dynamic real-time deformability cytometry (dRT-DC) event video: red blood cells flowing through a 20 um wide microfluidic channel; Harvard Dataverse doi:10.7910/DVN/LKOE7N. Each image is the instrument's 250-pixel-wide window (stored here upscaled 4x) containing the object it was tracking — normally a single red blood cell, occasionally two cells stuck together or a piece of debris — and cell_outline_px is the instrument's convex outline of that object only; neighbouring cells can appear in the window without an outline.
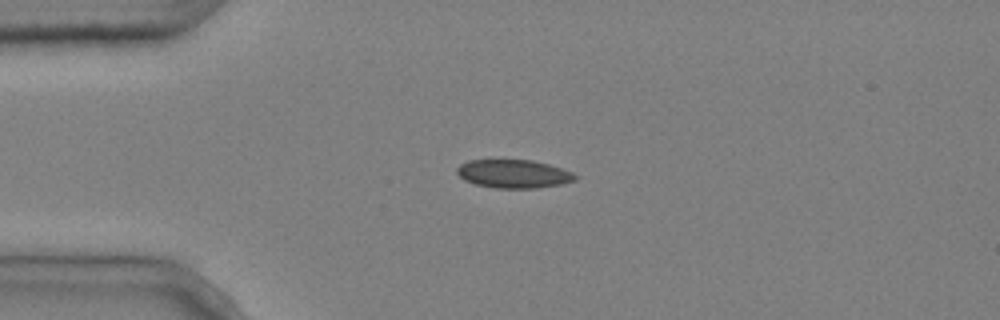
{"species": "common noctule bat (a hibernating species)", "species_latin": "Nyctalus noctula", "temperature_condition": "cold", "stored_images_in_passage": 3, "camera_frame_rate_fps": 3000, "um_per_image_px": 0.085, "animal": {"sex": "male", "body_mass_g": 20.4}, "frame": {"image": 1, "passage_image": 2, "time_ms": 0.333, "image_size_px": [1000, 320], "cell_outline_px": [[576, 180], [564, 184], [536, 188], [496, 188], [476, 184], [464, 180], [456, 172], [456, 168], [460, 164], [468, 160], [532, 160], [548, 164], [572, 172], [576, 176]], "centroid_in_image_um": [43.65, 14.78], "position_along_channel_um": 41.3, "area_um2": 19.54}}